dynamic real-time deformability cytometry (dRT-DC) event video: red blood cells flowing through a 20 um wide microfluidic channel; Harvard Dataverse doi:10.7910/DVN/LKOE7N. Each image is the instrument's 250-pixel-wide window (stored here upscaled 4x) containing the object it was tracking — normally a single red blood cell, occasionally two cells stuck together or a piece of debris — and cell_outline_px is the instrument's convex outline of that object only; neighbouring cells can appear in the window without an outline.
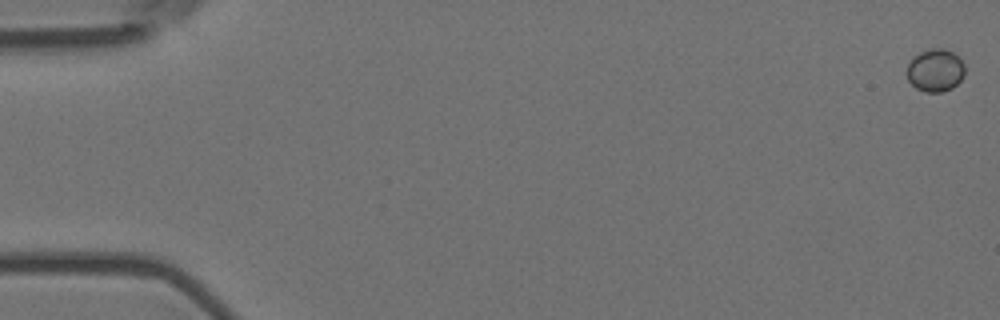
{"species": "Egyptian fruit bat (a non-hibernating species)", "species_latin": "Rousettus aegyptiacus", "temperature_condition": "room temperature", "stored_images_in_passage": 10, "camera_frame_rate_fps": 3000, "um_per_image_px": 0.085, "animal": {"sex": "female"}, "frame": {"image": 1, "passage_image": 1, "time_ms": 0.0, "image_size_px": [1000, 320], "cell_outline_px": [[964, 76], [952, 88], [940, 92], [924, 92], [916, 88], [908, 80], [908, 64], [912, 56], [928, 48], [944, 48], [952, 52], [964, 64]], "centroid_in_image_um": [79.48, 5.97], "position_along_channel_um": 5.5, "area_um2": 14.39}}
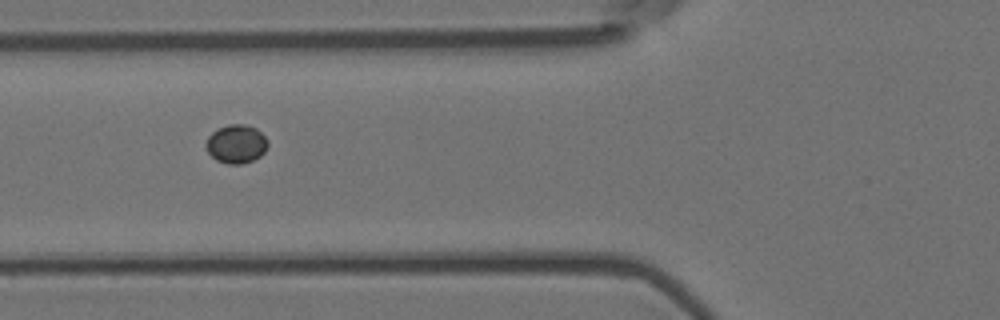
{"frame": {"image": 2, "passage_image": 7, "time_ms": 2.0, "image_size_px": [1000, 320], "cell_outline_px": [[268, 144], [264, 152], [260, 156], [252, 160], [240, 164], [228, 164], [216, 160], [208, 152], [204, 144], [208, 136], [216, 128], [228, 124], [244, 124], [256, 128], [268, 140]], "centroid_in_image_um": [20.06, 12.22], "position_along_channel_um": 105.7, "area_um2": 13.99}}
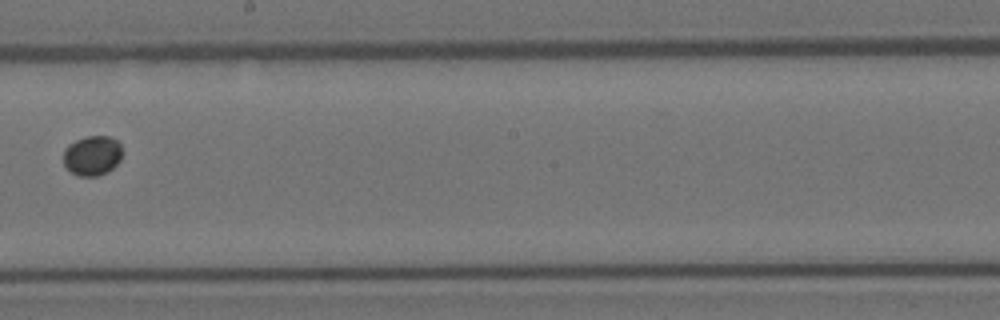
{"frame": {"image": 3, "passage_image": 10, "time_ms": 3.0, "image_size_px": [1000, 320], "cell_outline_px": [[120, 160], [108, 172], [96, 176], [80, 176], [72, 172], [64, 164], [64, 148], [68, 144], [76, 140], [88, 136], [112, 136], [120, 144]], "centroid_in_image_um": [7.83, 13.21], "position_along_channel_um": 240.4, "area_um2": 13.53}}